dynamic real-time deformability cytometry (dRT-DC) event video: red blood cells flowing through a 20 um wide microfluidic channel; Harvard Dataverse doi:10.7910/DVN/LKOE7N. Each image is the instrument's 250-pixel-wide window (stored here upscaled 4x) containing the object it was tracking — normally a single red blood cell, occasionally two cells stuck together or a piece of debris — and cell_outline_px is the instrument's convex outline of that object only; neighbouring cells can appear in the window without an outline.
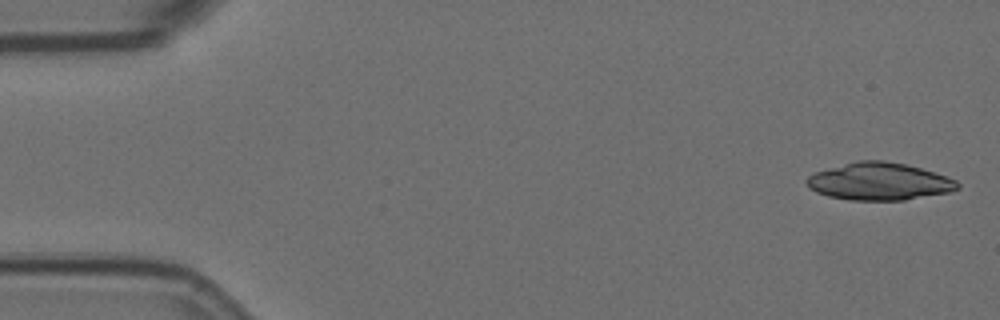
{"species": "Egyptian fruit bat (a non-hibernating species)", "species_latin": "Rousettus aegyptiacus", "temperature_condition": "room temperature", "stored_images_in_passage": 5, "camera_frame_rate_fps": 3000, "um_per_image_px": 0.085, "animal": {"sex": "female"}, "frame": {"image": 1, "passage_image": 1, "time_ms": 0.0, "image_size_px": [1000, 320], "cell_outline_px": [[960, 188], [952, 192], [904, 200], [848, 200], [828, 196], [816, 192], [808, 188], [804, 180], [812, 172], [856, 160], [884, 160], [908, 164], [948, 176], [956, 180], [960, 184]], "centroid_in_image_um": [74.73, 15.42], "position_along_channel_um": 10.3, "area_um2": 33.52}}